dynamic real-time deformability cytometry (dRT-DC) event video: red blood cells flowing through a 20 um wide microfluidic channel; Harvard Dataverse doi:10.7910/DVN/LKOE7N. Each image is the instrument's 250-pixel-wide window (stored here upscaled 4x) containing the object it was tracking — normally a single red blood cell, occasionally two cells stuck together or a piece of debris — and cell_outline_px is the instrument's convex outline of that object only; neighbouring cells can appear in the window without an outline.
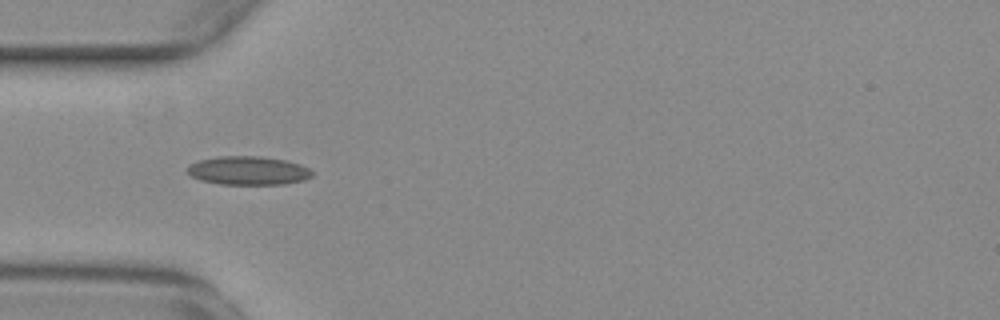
{"species": "common noctule bat (a hibernating species)", "species_latin": "Nyctalus noctula", "temperature_condition": "warm", "stored_images_in_passage": 6, "camera_frame_rate_fps": 3000, "um_per_image_px": 0.085, "animal": {"sex": "female", "body_mass_g": 29.2, "forearm_length_mm": 56.3}, "frame": {"image": 1, "passage_image": 1, "time_ms": 0.0, "image_size_px": [1000, 320], "cell_outline_px": [[312, 176], [304, 180], [284, 184], [220, 184], [200, 180], [192, 176], [188, 172], [188, 164], [200, 160], [220, 156], [256, 156], [284, 160], [300, 164], [308, 168], [312, 172]], "centroid_in_image_um": [21.09, 14.5], "position_along_channel_um": 63.9, "area_um2": 20.63}}
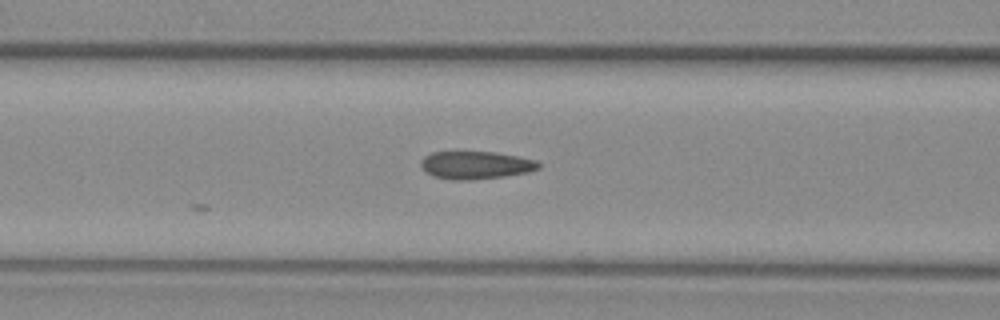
{"frame": {"image": 2, "passage_image": 6, "time_ms": 1.667, "image_size_px": [1000, 320], "cell_outline_px": [[540, 168], [528, 172], [504, 176], [472, 180], [452, 180], [432, 176], [424, 172], [420, 164], [420, 160], [424, 156], [432, 152], [496, 152], [536, 160], [540, 164]], "centroid_in_image_um": [40.39, 14.04], "position_along_channel_um": 126.2, "area_um2": 19.19}}